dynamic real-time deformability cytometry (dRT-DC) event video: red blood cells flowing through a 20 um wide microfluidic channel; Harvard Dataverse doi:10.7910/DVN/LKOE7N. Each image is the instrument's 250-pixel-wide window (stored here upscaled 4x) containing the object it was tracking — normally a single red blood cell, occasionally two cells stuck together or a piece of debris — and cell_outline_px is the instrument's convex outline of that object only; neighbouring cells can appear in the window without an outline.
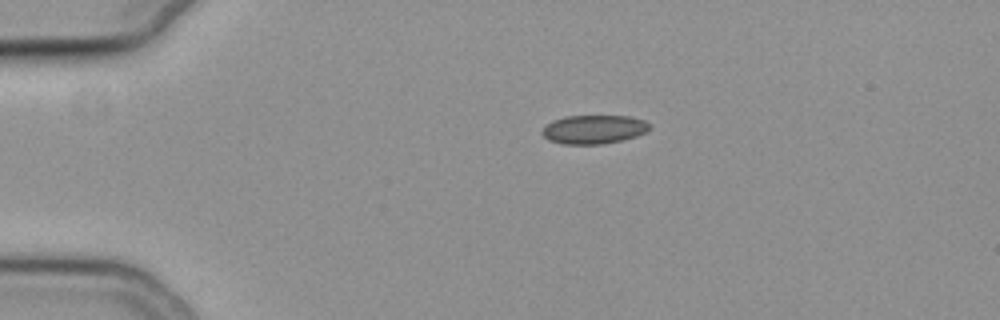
{"species": "common noctule bat (a hibernating species)", "species_latin": "Nyctalus noctula", "temperature_condition": "cold", "stored_images_in_passage": 34, "camera_frame_rate_fps": 3000, "um_per_image_px": 0.085, "animal": {"sex": "female", "body_mass_g": 19.3, "forearm_length_mm": 54.1}, "frame": {"image": 1, "passage_image": 1, "time_ms": 0.0, "image_size_px": [1000, 320], "cell_outline_px": [[652, 128], [636, 136], [620, 140], [600, 144], [564, 144], [548, 140], [540, 132], [552, 120], [564, 116], [628, 116], [644, 120]], "centroid_in_image_um": [50.45, 10.99], "position_along_channel_um": 34.6, "area_um2": 17.86}}
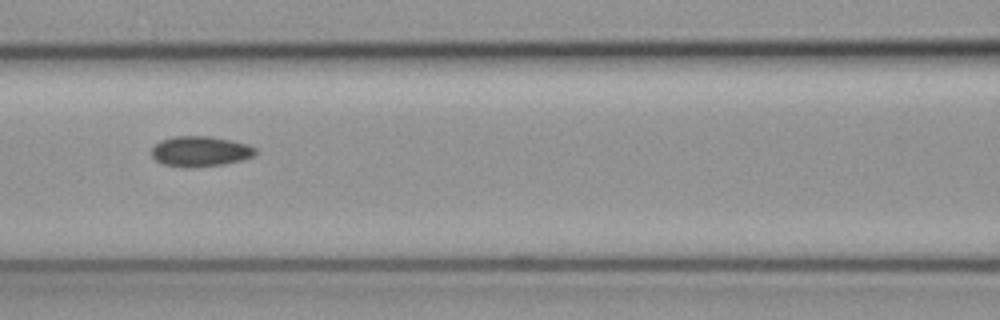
{"frame": {"image": 2, "passage_image": 14, "time_ms": 4.333, "image_size_px": [1000, 320], "cell_outline_px": [[256, 152], [252, 156], [240, 160], [224, 164], [192, 168], [188, 168], [164, 164], [156, 160], [152, 156], [152, 148], [160, 140], [176, 136], [212, 136], [232, 140], [248, 144], [256, 148]], "centroid_in_image_um": [17.02, 12.86], "position_along_channel_um": 149.6, "area_um2": 18.38}}
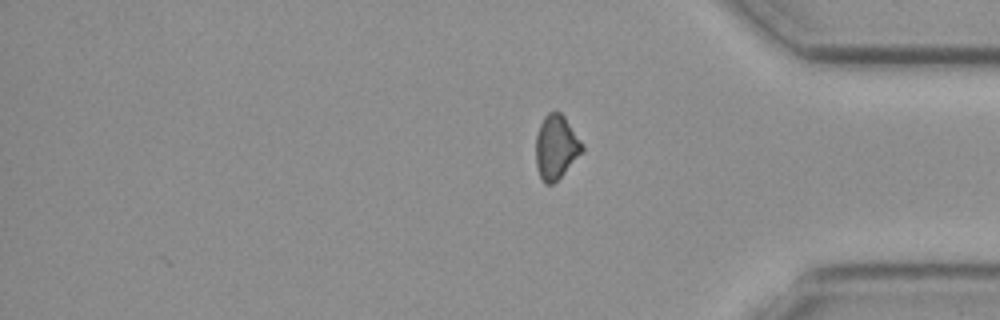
{"frame": {"image": 3, "passage_image": 34, "time_ms": 11.0, "image_size_px": [1000, 320], "cell_outline_px": [[584, 152], [552, 184], [544, 184], [536, 168], [536, 136], [540, 124], [544, 116], [548, 112], [560, 112], [564, 116], [584, 144]], "centroid_in_image_um": [47.28, 12.5], "position_along_channel_um": 387.9, "area_um2": 17.34}}